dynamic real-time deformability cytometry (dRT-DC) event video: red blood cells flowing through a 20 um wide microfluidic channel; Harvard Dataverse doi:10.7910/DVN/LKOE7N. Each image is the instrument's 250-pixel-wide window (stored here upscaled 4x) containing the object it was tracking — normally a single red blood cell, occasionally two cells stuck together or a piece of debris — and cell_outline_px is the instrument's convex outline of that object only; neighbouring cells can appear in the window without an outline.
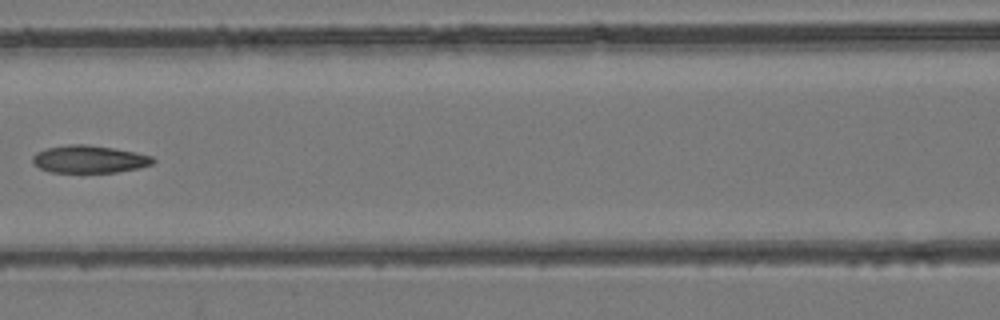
{"species": "common noctule bat (a hibernating species)", "species_latin": "Nyctalus noctula", "temperature_condition": "room temperature", "stored_images_in_passage": 6, "camera_frame_rate_fps": 3000, "um_per_image_px": 0.085, "animal": {"sex": "female", "body_mass_g": 24.6, "forearm_length_mm": 56.2}, "frame": {"image": 1, "passage_image": 6, "time_ms": 5.667, "image_size_px": [1000, 320], "cell_outline_px": [[156, 160], [152, 164], [136, 168], [116, 172], [48, 172], [32, 164], [32, 156], [36, 152], [48, 148], [68, 144], [88, 144], [136, 152], [152, 156]], "centroid_in_image_um": [7.55, 13.53], "position_along_channel_um": 159.0, "area_um2": 19.31}}